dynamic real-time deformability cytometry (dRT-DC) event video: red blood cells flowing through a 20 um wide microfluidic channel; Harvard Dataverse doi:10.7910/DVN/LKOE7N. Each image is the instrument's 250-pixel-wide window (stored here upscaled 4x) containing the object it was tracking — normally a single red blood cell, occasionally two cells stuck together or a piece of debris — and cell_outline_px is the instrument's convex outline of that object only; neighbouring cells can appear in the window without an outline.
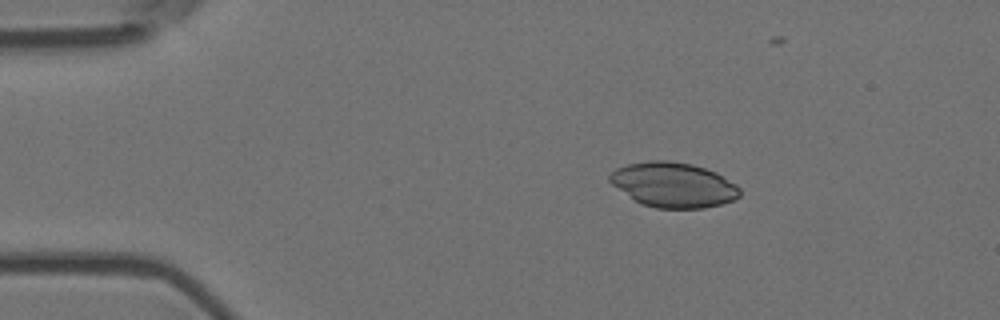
{"species": "Egyptian fruit bat (a non-hibernating species)", "species_latin": "Rousettus aegyptiacus", "temperature_condition": "room temperature", "stored_images_in_passage": 49, "camera_frame_rate_fps": 3000, "um_per_image_px": 0.085, "animal": {"sex": "female"}, "frame": {"image": 1, "passage_image": 1, "time_ms": 0.0, "image_size_px": [1000, 320], "cell_outline_px": [[740, 196], [732, 200], [720, 204], [704, 208], [656, 208], [640, 204], [612, 184], [608, 180], [608, 176], [616, 168], [628, 164], [652, 160], [668, 160], [692, 164], [716, 172], [736, 184], [740, 188]], "centroid_in_image_um": [57.23, 15.71], "position_along_channel_um": 27.8, "area_um2": 33.99}}